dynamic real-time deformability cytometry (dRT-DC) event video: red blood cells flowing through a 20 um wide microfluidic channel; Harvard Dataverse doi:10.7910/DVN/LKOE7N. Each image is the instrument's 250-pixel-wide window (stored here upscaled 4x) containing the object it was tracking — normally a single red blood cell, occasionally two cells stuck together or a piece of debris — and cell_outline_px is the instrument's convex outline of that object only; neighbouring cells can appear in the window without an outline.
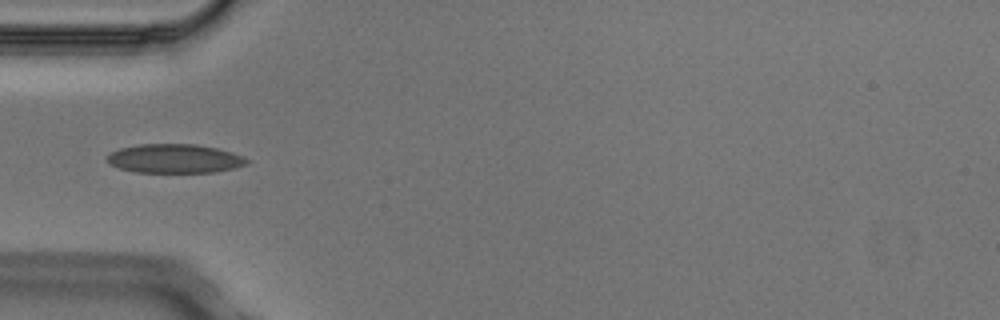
{"species": "Egyptian fruit bat (a non-hibernating species)", "species_latin": "Rousettus aegyptiacus", "temperature_condition": "cold", "stored_images_in_passage": 5, "camera_frame_rate_fps": 3000, "um_per_image_px": 0.085, "animal": {"sex": "male"}, "frame": {"image": 1, "passage_image": 2, "time_ms": 0.333, "image_size_px": [1000, 320], "cell_outline_px": [[248, 164], [216, 172], [136, 172], [120, 168], [112, 164], [108, 160], [108, 156], [112, 152], [120, 148], [140, 144], [196, 144], [216, 148], [232, 152], [244, 156], [248, 160]], "centroid_in_image_um": [14.89, 13.47], "position_along_channel_um": 70.1, "area_um2": 23.35}}
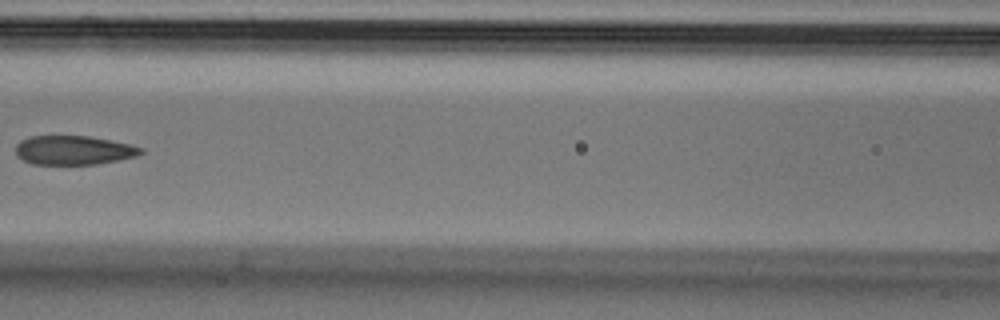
{"frame": {"image": 2, "passage_image": 4, "time_ms": 1.0, "image_size_px": [1000, 320], "cell_outline_px": [[144, 152], [136, 156], [96, 164], [32, 164], [16, 156], [16, 144], [20, 140], [28, 136], [88, 136], [128, 144], [144, 148]], "centroid_in_image_um": [6.22, 12.76], "position_along_channel_um": 160.4, "area_um2": 21.1}}
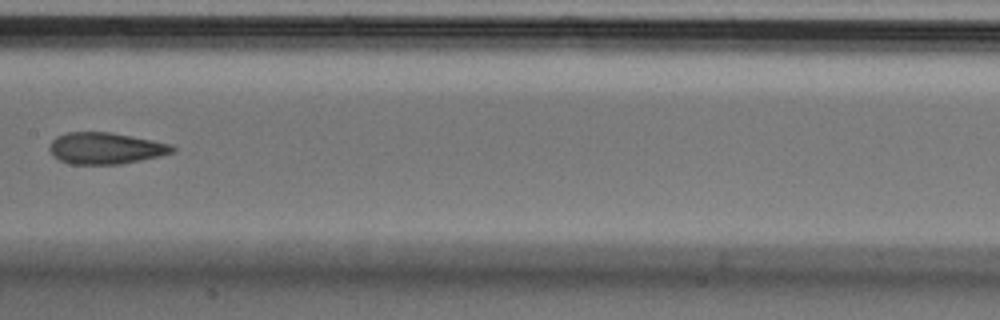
{"frame": {"image": 3, "passage_image": 5, "time_ms": 1.333, "image_size_px": [1000, 320], "cell_outline_px": [[176, 148], [172, 152], [160, 156], [120, 164], [68, 164], [60, 160], [48, 148], [52, 140], [56, 136], [68, 132], [108, 132], [152, 140], [172, 144]], "centroid_in_image_um": [8.97, 12.6], "position_along_channel_um": 198.4, "area_um2": 22.37}}